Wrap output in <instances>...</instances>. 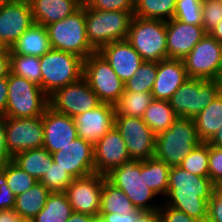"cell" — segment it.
Returning a JSON list of instances; mask_svg holds the SVG:
<instances>
[{
  "label": "cell",
  "mask_w": 222,
  "mask_h": 222,
  "mask_svg": "<svg viewBox=\"0 0 222 222\" xmlns=\"http://www.w3.org/2000/svg\"><path fill=\"white\" fill-rule=\"evenodd\" d=\"M135 222H162L159 210L143 211Z\"/></svg>",
  "instance_id": "816d5d0a"
},
{
  "label": "cell",
  "mask_w": 222,
  "mask_h": 222,
  "mask_svg": "<svg viewBox=\"0 0 222 222\" xmlns=\"http://www.w3.org/2000/svg\"><path fill=\"white\" fill-rule=\"evenodd\" d=\"M33 23L28 0H14L0 8V47L11 48Z\"/></svg>",
  "instance_id": "2e32d148"
},
{
  "label": "cell",
  "mask_w": 222,
  "mask_h": 222,
  "mask_svg": "<svg viewBox=\"0 0 222 222\" xmlns=\"http://www.w3.org/2000/svg\"><path fill=\"white\" fill-rule=\"evenodd\" d=\"M6 145L12 157L29 149L43 147L44 130L42 116L5 117Z\"/></svg>",
  "instance_id": "5bb4252c"
},
{
  "label": "cell",
  "mask_w": 222,
  "mask_h": 222,
  "mask_svg": "<svg viewBox=\"0 0 222 222\" xmlns=\"http://www.w3.org/2000/svg\"><path fill=\"white\" fill-rule=\"evenodd\" d=\"M136 208L119 188L107 179L103 182L101 208L99 213H119L120 215L133 212Z\"/></svg>",
  "instance_id": "1f68e13d"
},
{
  "label": "cell",
  "mask_w": 222,
  "mask_h": 222,
  "mask_svg": "<svg viewBox=\"0 0 222 222\" xmlns=\"http://www.w3.org/2000/svg\"><path fill=\"white\" fill-rule=\"evenodd\" d=\"M50 193L45 185L37 182L26 192L16 196L13 210L18 216L33 219L45 206Z\"/></svg>",
  "instance_id": "4316f807"
},
{
  "label": "cell",
  "mask_w": 222,
  "mask_h": 222,
  "mask_svg": "<svg viewBox=\"0 0 222 222\" xmlns=\"http://www.w3.org/2000/svg\"><path fill=\"white\" fill-rule=\"evenodd\" d=\"M115 128L121 134L130 158L141 161L154 157L156 134L142 118L115 116Z\"/></svg>",
  "instance_id": "7c38bea8"
},
{
  "label": "cell",
  "mask_w": 222,
  "mask_h": 222,
  "mask_svg": "<svg viewBox=\"0 0 222 222\" xmlns=\"http://www.w3.org/2000/svg\"><path fill=\"white\" fill-rule=\"evenodd\" d=\"M142 210L135 209L133 212L120 215L119 213H99L98 217L104 222H135Z\"/></svg>",
  "instance_id": "7dc6e473"
},
{
  "label": "cell",
  "mask_w": 222,
  "mask_h": 222,
  "mask_svg": "<svg viewBox=\"0 0 222 222\" xmlns=\"http://www.w3.org/2000/svg\"><path fill=\"white\" fill-rule=\"evenodd\" d=\"M176 0H136L133 16L168 21L174 18Z\"/></svg>",
  "instance_id": "d6a6232c"
},
{
  "label": "cell",
  "mask_w": 222,
  "mask_h": 222,
  "mask_svg": "<svg viewBox=\"0 0 222 222\" xmlns=\"http://www.w3.org/2000/svg\"><path fill=\"white\" fill-rule=\"evenodd\" d=\"M15 198L5 179L0 175V210L14 209Z\"/></svg>",
  "instance_id": "f6af8a7d"
},
{
  "label": "cell",
  "mask_w": 222,
  "mask_h": 222,
  "mask_svg": "<svg viewBox=\"0 0 222 222\" xmlns=\"http://www.w3.org/2000/svg\"><path fill=\"white\" fill-rule=\"evenodd\" d=\"M12 161L38 181L52 165V154L45 148L29 149L13 156Z\"/></svg>",
  "instance_id": "83f0119b"
},
{
  "label": "cell",
  "mask_w": 222,
  "mask_h": 222,
  "mask_svg": "<svg viewBox=\"0 0 222 222\" xmlns=\"http://www.w3.org/2000/svg\"><path fill=\"white\" fill-rule=\"evenodd\" d=\"M215 80L217 81V83L220 87V90L222 92V56L219 61L218 71H217V75H216Z\"/></svg>",
  "instance_id": "6f0895ef"
},
{
  "label": "cell",
  "mask_w": 222,
  "mask_h": 222,
  "mask_svg": "<svg viewBox=\"0 0 222 222\" xmlns=\"http://www.w3.org/2000/svg\"><path fill=\"white\" fill-rule=\"evenodd\" d=\"M0 175L5 179L15 196L26 192L38 182L37 179L22 170L13 161L0 166Z\"/></svg>",
  "instance_id": "e575fe53"
},
{
  "label": "cell",
  "mask_w": 222,
  "mask_h": 222,
  "mask_svg": "<svg viewBox=\"0 0 222 222\" xmlns=\"http://www.w3.org/2000/svg\"><path fill=\"white\" fill-rule=\"evenodd\" d=\"M95 217L82 213H73L66 222H93Z\"/></svg>",
  "instance_id": "f5cc1de1"
},
{
  "label": "cell",
  "mask_w": 222,
  "mask_h": 222,
  "mask_svg": "<svg viewBox=\"0 0 222 222\" xmlns=\"http://www.w3.org/2000/svg\"><path fill=\"white\" fill-rule=\"evenodd\" d=\"M188 78L183 60L167 58L157 62V76L152 87L153 99L169 100Z\"/></svg>",
  "instance_id": "603a6c76"
},
{
  "label": "cell",
  "mask_w": 222,
  "mask_h": 222,
  "mask_svg": "<svg viewBox=\"0 0 222 222\" xmlns=\"http://www.w3.org/2000/svg\"><path fill=\"white\" fill-rule=\"evenodd\" d=\"M7 89H8V78L0 79V116L5 115V110L7 106Z\"/></svg>",
  "instance_id": "f907efd6"
},
{
  "label": "cell",
  "mask_w": 222,
  "mask_h": 222,
  "mask_svg": "<svg viewBox=\"0 0 222 222\" xmlns=\"http://www.w3.org/2000/svg\"><path fill=\"white\" fill-rule=\"evenodd\" d=\"M39 60L41 89L48 97L83 77L84 59L77 55L51 48Z\"/></svg>",
  "instance_id": "5b68a950"
},
{
  "label": "cell",
  "mask_w": 222,
  "mask_h": 222,
  "mask_svg": "<svg viewBox=\"0 0 222 222\" xmlns=\"http://www.w3.org/2000/svg\"><path fill=\"white\" fill-rule=\"evenodd\" d=\"M17 216L13 209L0 210V222H14Z\"/></svg>",
  "instance_id": "db71d44e"
},
{
  "label": "cell",
  "mask_w": 222,
  "mask_h": 222,
  "mask_svg": "<svg viewBox=\"0 0 222 222\" xmlns=\"http://www.w3.org/2000/svg\"><path fill=\"white\" fill-rule=\"evenodd\" d=\"M167 58L183 60L205 36L202 25L186 24L172 18L166 21Z\"/></svg>",
  "instance_id": "44dd1931"
},
{
  "label": "cell",
  "mask_w": 222,
  "mask_h": 222,
  "mask_svg": "<svg viewBox=\"0 0 222 222\" xmlns=\"http://www.w3.org/2000/svg\"><path fill=\"white\" fill-rule=\"evenodd\" d=\"M14 0H0V8H2L5 5H8L12 3Z\"/></svg>",
  "instance_id": "94428289"
},
{
  "label": "cell",
  "mask_w": 222,
  "mask_h": 222,
  "mask_svg": "<svg viewBox=\"0 0 222 222\" xmlns=\"http://www.w3.org/2000/svg\"><path fill=\"white\" fill-rule=\"evenodd\" d=\"M52 49L77 55L84 60L96 51L90 46L85 21V4L72 15L46 26Z\"/></svg>",
  "instance_id": "8992f818"
},
{
  "label": "cell",
  "mask_w": 222,
  "mask_h": 222,
  "mask_svg": "<svg viewBox=\"0 0 222 222\" xmlns=\"http://www.w3.org/2000/svg\"><path fill=\"white\" fill-rule=\"evenodd\" d=\"M208 170L213 183L222 178V147L209 145Z\"/></svg>",
  "instance_id": "7bdbcfd3"
},
{
  "label": "cell",
  "mask_w": 222,
  "mask_h": 222,
  "mask_svg": "<svg viewBox=\"0 0 222 222\" xmlns=\"http://www.w3.org/2000/svg\"><path fill=\"white\" fill-rule=\"evenodd\" d=\"M166 21L133 16L127 41L144 61L167 59Z\"/></svg>",
  "instance_id": "ba28073f"
},
{
  "label": "cell",
  "mask_w": 222,
  "mask_h": 222,
  "mask_svg": "<svg viewBox=\"0 0 222 222\" xmlns=\"http://www.w3.org/2000/svg\"><path fill=\"white\" fill-rule=\"evenodd\" d=\"M83 78L102 103L114 105L125 91L124 82L99 52L84 60Z\"/></svg>",
  "instance_id": "30bf717a"
},
{
  "label": "cell",
  "mask_w": 222,
  "mask_h": 222,
  "mask_svg": "<svg viewBox=\"0 0 222 222\" xmlns=\"http://www.w3.org/2000/svg\"><path fill=\"white\" fill-rule=\"evenodd\" d=\"M105 179L106 176L98 173L73 179L64 193L75 213L98 217Z\"/></svg>",
  "instance_id": "9a60e30c"
},
{
  "label": "cell",
  "mask_w": 222,
  "mask_h": 222,
  "mask_svg": "<svg viewBox=\"0 0 222 222\" xmlns=\"http://www.w3.org/2000/svg\"><path fill=\"white\" fill-rule=\"evenodd\" d=\"M11 73L32 81L41 87V68L39 57L16 55L10 51Z\"/></svg>",
  "instance_id": "d590c367"
},
{
  "label": "cell",
  "mask_w": 222,
  "mask_h": 222,
  "mask_svg": "<svg viewBox=\"0 0 222 222\" xmlns=\"http://www.w3.org/2000/svg\"><path fill=\"white\" fill-rule=\"evenodd\" d=\"M10 72V48L0 47V79L8 78Z\"/></svg>",
  "instance_id": "681fc988"
},
{
  "label": "cell",
  "mask_w": 222,
  "mask_h": 222,
  "mask_svg": "<svg viewBox=\"0 0 222 222\" xmlns=\"http://www.w3.org/2000/svg\"><path fill=\"white\" fill-rule=\"evenodd\" d=\"M74 213L64 192H51L43 209L32 222H66Z\"/></svg>",
  "instance_id": "f546056e"
},
{
  "label": "cell",
  "mask_w": 222,
  "mask_h": 222,
  "mask_svg": "<svg viewBox=\"0 0 222 222\" xmlns=\"http://www.w3.org/2000/svg\"><path fill=\"white\" fill-rule=\"evenodd\" d=\"M214 193L222 194V178H220L214 183Z\"/></svg>",
  "instance_id": "680465c9"
},
{
  "label": "cell",
  "mask_w": 222,
  "mask_h": 222,
  "mask_svg": "<svg viewBox=\"0 0 222 222\" xmlns=\"http://www.w3.org/2000/svg\"><path fill=\"white\" fill-rule=\"evenodd\" d=\"M5 117L24 118L42 116L49 105L48 96L39 85L9 73Z\"/></svg>",
  "instance_id": "52a82bcc"
},
{
  "label": "cell",
  "mask_w": 222,
  "mask_h": 222,
  "mask_svg": "<svg viewBox=\"0 0 222 222\" xmlns=\"http://www.w3.org/2000/svg\"><path fill=\"white\" fill-rule=\"evenodd\" d=\"M220 93L216 80L188 78L168 101L178 117L194 118Z\"/></svg>",
  "instance_id": "9c48e42d"
},
{
  "label": "cell",
  "mask_w": 222,
  "mask_h": 222,
  "mask_svg": "<svg viewBox=\"0 0 222 222\" xmlns=\"http://www.w3.org/2000/svg\"><path fill=\"white\" fill-rule=\"evenodd\" d=\"M93 222H104V221L101 219V217H95L93 219Z\"/></svg>",
  "instance_id": "6125c7cd"
},
{
  "label": "cell",
  "mask_w": 222,
  "mask_h": 222,
  "mask_svg": "<svg viewBox=\"0 0 222 222\" xmlns=\"http://www.w3.org/2000/svg\"><path fill=\"white\" fill-rule=\"evenodd\" d=\"M115 107L101 103L96 108L75 116L73 119L79 138L93 146L115 126Z\"/></svg>",
  "instance_id": "ffe728a7"
},
{
  "label": "cell",
  "mask_w": 222,
  "mask_h": 222,
  "mask_svg": "<svg viewBox=\"0 0 222 222\" xmlns=\"http://www.w3.org/2000/svg\"><path fill=\"white\" fill-rule=\"evenodd\" d=\"M214 194L209 177L197 176L180 166H171L164 204L207 222L208 202Z\"/></svg>",
  "instance_id": "6da1fadb"
},
{
  "label": "cell",
  "mask_w": 222,
  "mask_h": 222,
  "mask_svg": "<svg viewBox=\"0 0 222 222\" xmlns=\"http://www.w3.org/2000/svg\"><path fill=\"white\" fill-rule=\"evenodd\" d=\"M201 142L193 118L178 117L170 128L156 135L154 157L178 166Z\"/></svg>",
  "instance_id": "7a4b0ae2"
},
{
  "label": "cell",
  "mask_w": 222,
  "mask_h": 222,
  "mask_svg": "<svg viewBox=\"0 0 222 222\" xmlns=\"http://www.w3.org/2000/svg\"><path fill=\"white\" fill-rule=\"evenodd\" d=\"M203 0H176L174 19L186 24L202 25Z\"/></svg>",
  "instance_id": "ab89813d"
},
{
  "label": "cell",
  "mask_w": 222,
  "mask_h": 222,
  "mask_svg": "<svg viewBox=\"0 0 222 222\" xmlns=\"http://www.w3.org/2000/svg\"><path fill=\"white\" fill-rule=\"evenodd\" d=\"M207 143L212 146L222 147V126L217 130V132Z\"/></svg>",
  "instance_id": "11a10c76"
},
{
  "label": "cell",
  "mask_w": 222,
  "mask_h": 222,
  "mask_svg": "<svg viewBox=\"0 0 222 222\" xmlns=\"http://www.w3.org/2000/svg\"><path fill=\"white\" fill-rule=\"evenodd\" d=\"M98 52L124 83L135 74V71L144 62L127 40L106 44Z\"/></svg>",
  "instance_id": "7402d4cb"
},
{
  "label": "cell",
  "mask_w": 222,
  "mask_h": 222,
  "mask_svg": "<svg viewBox=\"0 0 222 222\" xmlns=\"http://www.w3.org/2000/svg\"><path fill=\"white\" fill-rule=\"evenodd\" d=\"M171 166L155 157L145 160V180L147 186L158 196H166Z\"/></svg>",
  "instance_id": "836d02e7"
},
{
  "label": "cell",
  "mask_w": 222,
  "mask_h": 222,
  "mask_svg": "<svg viewBox=\"0 0 222 222\" xmlns=\"http://www.w3.org/2000/svg\"><path fill=\"white\" fill-rule=\"evenodd\" d=\"M153 101L152 93L124 91L114 104L115 116L142 118L146 108Z\"/></svg>",
  "instance_id": "4dcf8cb0"
},
{
  "label": "cell",
  "mask_w": 222,
  "mask_h": 222,
  "mask_svg": "<svg viewBox=\"0 0 222 222\" xmlns=\"http://www.w3.org/2000/svg\"><path fill=\"white\" fill-rule=\"evenodd\" d=\"M207 222H222V199L215 193L208 202Z\"/></svg>",
  "instance_id": "bcb514c9"
},
{
  "label": "cell",
  "mask_w": 222,
  "mask_h": 222,
  "mask_svg": "<svg viewBox=\"0 0 222 222\" xmlns=\"http://www.w3.org/2000/svg\"><path fill=\"white\" fill-rule=\"evenodd\" d=\"M106 179L121 189L136 209L159 210L161 204L152 203V199L158 195L147 186L145 180V160L130 158L107 174Z\"/></svg>",
  "instance_id": "3957f363"
},
{
  "label": "cell",
  "mask_w": 222,
  "mask_h": 222,
  "mask_svg": "<svg viewBox=\"0 0 222 222\" xmlns=\"http://www.w3.org/2000/svg\"><path fill=\"white\" fill-rule=\"evenodd\" d=\"M73 177L68 171L58 166V163L52 162L49 169L40 178L41 182L51 192H64L69 184L73 181Z\"/></svg>",
  "instance_id": "f35d334b"
},
{
  "label": "cell",
  "mask_w": 222,
  "mask_h": 222,
  "mask_svg": "<svg viewBox=\"0 0 222 222\" xmlns=\"http://www.w3.org/2000/svg\"><path fill=\"white\" fill-rule=\"evenodd\" d=\"M93 150L94 171L104 176L130 159L124 140L115 126L98 140Z\"/></svg>",
  "instance_id": "d6986e66"
},
{
  "label": "cell",
  "mask_w": 222,
  "mask_h": 222,
  "mask_svg": "<svg viewBox=\"0 0 222 222\" xmlns=\"http://www.w3.org/2000/svg\"><path fill=\"white\" fill-rule=\"evenodd\" d=\"M193 120L200 140L208 142L222 126V92Z\"/></svg>",
  "instance_id": "484cf974"
},
{
  "label": "cell",
  "mask_w": 222,
  "mask_h": 222,
  "mask_svg": "<svg viewBox=\"0 0 222 222\" xmlns=\"http://www.w3.org/2000/svg\"><path fill=\"white\" fill-rule=\"evenodd\" d=\"M34 23L47 26L63 20L82 7L79 0H28Z\"/></svg>",
  "instance_id": "cb8c5ba5"
},
{
  "label": "cell",
  "mask_w": 222,
  "mask_h": 222,
  "mask_svg": "<svg viewBox=\"0 0 222 222\" xmlns=\"http://www.w3.org/2000/svg\"><path fill=\"white\" fill-rule=\"evenodd\" d=\"M202 26L209 33L222 20V0L202 1Z\"/></svg>",
  "instance_id": "60d3db41"
},
{
  "label": "cell",
  "mask_w": 222,
  "mask_h": 222,
  "mask_svg": "<svg viewBox=\"0 0 222 222\" xmlns=\"http://www.w3.org/2000/svg\"><path fill=\"white\" fill-rule=\"evenodd\" d=\"M222 56V43L209 33L183 59L189 78L215 80Z\"/></svg>",
  "instance_id": "4fadbf2b"
},
{
  "label": "cell",
  "mask_w": 222,
  "mask_h": 222,
  "mask_svg": "<svg viewBox=\"0 0 222 222\" xmlns=\"http://www.w3.org/2000/svg\"><path fill=\"white\" fill-rule=\"evenodd\" d=\"M5 135V116H0V166H3L13 159L12 155L7 149Z\"/></svg>",
  "instance_id": "c3c4849f"
},
{
  "label": "cell",
  "mask_w": 222,
  "mask_h": 222,
  "mask_svg": "<svg viewBox=\"0 0 222 222\" xmlns=\"http://www.w3.org/2000/svg\"><path fill=\"white\" fill-rule=\"evenodd\" d=\"M44 130L43 148L51 154L57 152L78 137L72 117L57 112L49 105L42 115Z\"/></svg>",
  "instance_id": "ac0fdd59"
},
{
  "label": "cell",
  "mask_w": 222,
  "mask_h": 222,
  "mask_svg": "<svg viewBox=\"0 0 222 222\" xmlns=\"http://www.w3.org/2000/svg\"><path fill=\"white\" fill-rule=\"evenodd\" d=\"M217 41L222 43V20L209 32Z\"/></svg>",
  "instance_id": "9f6ffc18"
},
{
  "label": "cell",
  "mask_w": 222,
  "mask_h": 222,
  "mask_svg": "<svg viewBox=\"0 0 222 222\" xmlns=\"http://www.w3.org/2000/svg\"><path fill=\"white\" fill-rule=\"evenodd\" d=\"M157 76V62L144 61L125 83V91L152 93Z\"/></svg>",
  "instance_id": "8d00e7d4"
},
{
  "label": "cell",
  "mask_w": 222,
  "mask_h": 222,
  "mask_svg": "<svg viewBox=\"0 0 222 222\" xmlns=\"http://www.w3.org/2000/svg\"><path fill=\"white\" fill-rule=\"evenodd\" d=\"M14 222H32V219L24 218L22 216H17Z\"/></svg>",
  "instance_id": "91938a15"
},
{
  "label": "cell",
  "mask_w": 222,
  "mask_h": 222,
  "mask_svg": "<svg viewBox=\"0 0 222 222\" xmlns=\"http://www.w3.org/2000/svg\"><path fill=\"white\" fill-rule=\"evenodd\" d=\"M159 213L162 222H201L195 218L190 217L185 212L179 211L165 204H161Z\"/></svg>",
  "instance_id": "ee69618b"
},
{
  "label": "cell",
  "mask_w": 222,
  "mask_h": 222,
  "mask_svg": "<svg viewBox=\"0 0 222 222\" xmlns=\"http://www.w3.org/2000/svg\"><path fill=\"white\" fill-rule=\"evenodd\" d=\"M136 0H85L84 4L102 11H134Z\"/></svg>",
  "instance_id": "b9f144b4"
},
{
  "label": "cell",
  "mask_w": 222,
  "mask_h": 222,
  "mask_svg": "<svg viewBox=\"0 0 222 222\" xmlns=\"http://www.w3.org/2000/svg\"><path fill=\"white\" fill-rule=\"evenodd\" d=\"M55 163L75 178L95 173L93 145L77 137L61 150L52 153Z\"/></svg>",
  "instance_id": "e0dca14e"
},
{
  "label": "cell",
  "mask_w": 222,
  "mask_h": 222,
  "mask_svg": "<svg viewBox=\"0 0 222 222\" xmlns=\"http://www.w3.org/2000/svg\"><path fill=\"white\" fill-rule=\"evenodd\" d=\"M134 11H102L85 5V21L90 46L98 52L106 44L127 40Z\"/></svg>",
  "instance_id": "277c9868"
},
{
  "label": "cell",
  "mask_w": 222,
  "mask_h": 222,
  "mask_svg": "<svg viewBox=\"0 0 222 222\" xmlns=\"http://www.w3.org/2000/svg\"><path fill=\"white\" fill-rule=\"evenodd\" d=\"M50 49L51 45L46 27L33 23L12 45L10 51L16 55H32L40 58Z\"/></svg>",
  "instance_id": "d4e9b609"
},
{
  "label": "cell",
  "mask_w": 222,
  "mask_h": 222,
  "mask_svg": "<svg viewBox=\"0 0 222 222\" xmlns=\"http://www.w3.org/2000/svg\"><path fill=\"white\" fill-rule=\"evenodd\" d=\"M178 116L173 111L168 100H154L146 108L143 121L156 134L166 131Z\"/></svg>",
  "instance_id": "f1b7e54d"
},
{
  "label": "cell",
  "mask_w": 222,
  "mask_h": 222,
  "mask_svg": "<svg viewBox=\"0 0 222 222\" xmlns=\"http://www.w3.org/2000/svg\"><path fill=\"white\" fill-rule=\"evenodd\" d=\"M48 101L51 108L72 118L102 103L83 77L56 90L48 97Z\"/></svg>",
  "instance_id": "8fae6325"
},
{
  "label": "cell",
  "mask_w": 222,
  "mask_h": 222,
  "mask_svg": "<svg viewBox=\"0 0 222 222\" xmlns=\"http://www.w3.org/2000/svg\"><path fill=\"white\" fill-rule=\"evenodd\" d=\"M208 160L209 144L207 142H201L178 166L194 175L209 177Z\"/></svg>",
  "instance_id": "74e56055"
}]
</instances>
